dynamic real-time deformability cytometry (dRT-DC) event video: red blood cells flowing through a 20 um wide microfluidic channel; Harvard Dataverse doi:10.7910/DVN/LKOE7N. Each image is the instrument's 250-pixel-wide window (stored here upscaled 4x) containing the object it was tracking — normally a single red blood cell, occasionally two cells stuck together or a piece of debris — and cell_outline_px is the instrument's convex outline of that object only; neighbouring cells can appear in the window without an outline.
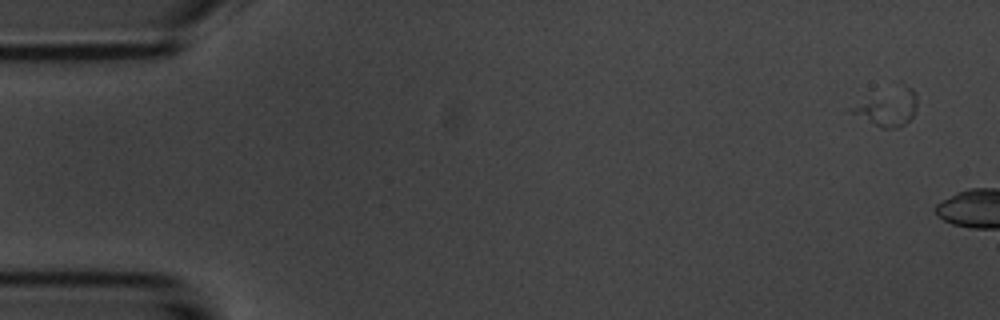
{"species": "common noctule bat (a hibernating species)", "species_latin": "Nyctalus noctula", "temperature_condition": "room temperature", "stored_images_in_passage": 4, "segment_of_instrument_passage": [1, 2], "camera_frame_rate_fps": 3000, "um_per_image_px": 0.085, "animal": {"sex": "male", "body_mass_g": 20.1, "forearm_length_mm": 53.5}, "frame": {"image": 1, "passage_image": 1, "time_ms": 0.0, "image_size_px": [1000, 320], "cell_outline_px": [[916, 108], [912, 116], [904, 124], [896, 128], [880, 128], [844, 108], [904, 84], [912, 88], [916, 92]], "centroid_in_image_um": [75.45, 9.14], "position_along_channel_um": 9.6, "area_um2": 13.76}}